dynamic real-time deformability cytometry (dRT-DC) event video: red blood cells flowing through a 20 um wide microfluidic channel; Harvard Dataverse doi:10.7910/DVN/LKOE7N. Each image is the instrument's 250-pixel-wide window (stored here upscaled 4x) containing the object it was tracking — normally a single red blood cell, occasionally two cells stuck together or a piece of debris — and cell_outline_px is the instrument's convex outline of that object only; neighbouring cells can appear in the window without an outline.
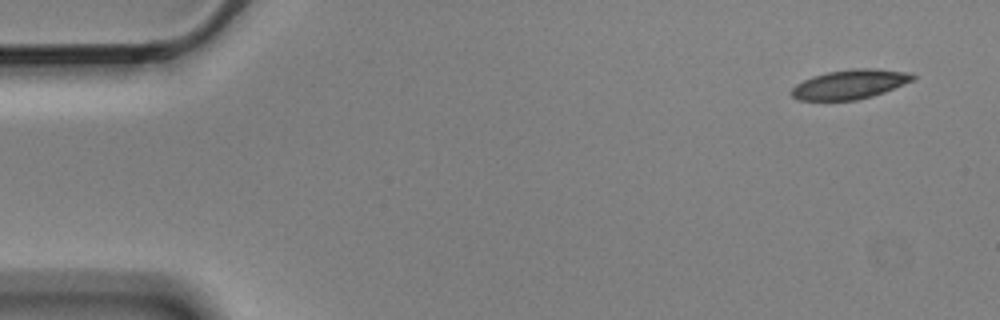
{"species": "Egyptian fruit bat (a non-hibernating species)", "species_latin": "Rousettus aegyptiacus", "temperature_condition": "cold", "stored_images_in_passage": 4, "segment_of_instrument_passage": [1, 2], "camera_frame_rate_fps": 3000, "um_per_image_px": 0.085, "animal": {"sex": "male"}, "frame": {"image": 1, "passage_image": 1, "time_ms": 0.0, "image_size_px": [1000, 320], "cell_outline_px": [[916, 76], [912, 80], [904, 84], [884, 92], [872, 96], [856, 100], [800, 100], [792, 96], [792, 88], [796, 84], [812, 76], [828, 72], [852, 68], [876, 68], [912, 72]], "centroid_in_image_um": [72.28, 7.15], "position_along_channel_um": 12.7, "area_um2": 20.75}}